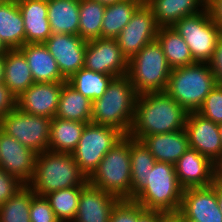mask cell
<instances>
[{
  "label": "cell",
  "instance_id": "6da1fadb",
  "mask_svg": "<svg viewBox=\"0 0 222 222\" xmlns=\"http://www.w3.org/2000/svg\"><path fill=\"white\" fill-rule=\"evenodd\" d=\"M187 115L165 91L143 93L137 97L128 136L141 141L145 136L185 129Z\"/></svg>",
  "mask_w": 222,
  "mask_h": 222
},
{
  "label": "cell",
  "instance_id": "7a4b0ae2",
  "mask_svg": "<svg viewBox=\"0 0 222 222\" xmlns=\"http://www.w3.org/2000/svg\"><path fill=\"white\" fill-rule=\"evenodd\" d=\"M137 97L127 74L114 77L105 93L93 101L91 123L112 126L128 135Z\"/></svg>",
  "mask_w": 222,
  "mask_h": 222
},
{
  "label": "cell",
  "instance_id": "3957f363",
  "mask_svg": "<svg viewBox=\"0 0 222 222\" xmlns=\"http://www.w3.org/2000/svg\"><path fill=\"white\" fill-rule=\"evenodd\" d=\"M88 178L79 169L71 153L43 151L36 155L35 173L28 185L36 195L82 186Z\"/></svg>",
  "mask_w": 222,
  "mask_h": 222
},
{
  "label": "cell",
  "instance_id": "277c9868",
  "mask_svg": "<svg viewBox=\"0 0 222 222\" xmlns=\"http://www.w3.org/2000/svg\"><path fill=\"white\" fill-rule=\"evenodd\" d=\"M216 85L208 63L195 62L171 69L165 92L187 112H197Z\"/></svg>",
  "mask_w": 222,
  "mask_h": 222
},
{
  "label": "cell",
  "instance_id": "5b68a950",
  "mask_svg": "<svg viewBox=\"0 0 222 222\" xmlns=\"http://www.w3.org/2000/svg\"><path fill=\"white\" fill-rule=\"evenodd\" d=\"M130 137L125 135L104 156L88 182L120 200H132Z\"/></svg>",
  "mask_w": 222,
  "mask_h": 222
},
{
  "label": "cell",
  "instance_id": "8992f818",
  "mask_svg": "<svg viewBox=\"0 0 222 222\" xmlns=\"http://www.w3.org/2000/svg\"><path fill=\"white\" fill-rule=\"evenodd\" d=\"M183 191L176 177L175 165L156 161L147 176L146 185L132 200L146 210L177 212Z\"/></svg>",
  "mask_w": 222,
  "mask_h": 222
},
{
  "label": "cell",
  "instance_id": "52a82bcc",
  "mask_svg": "<svg viewBox=\"0 0 222 222\" xmlns=\"http://www.w3.org/2000/svg\"><path fill=\"white\" fill-rule=\"evenodd\" d=\"M170 73L171 68L157 39L128 61L127 75L138 95L166 91Z\"/></svg>",
  "mask_w": 222,
  "mask_h": 222
},
{
  "label": "cell",
  "instance_id": "ba28073f",
  "mask_svg": "<svg viewBox=\"0 0 222 222\" xmlns=\"http://www.w3.org/2000/svg\"><path fill=\"white\" fill-rule=\"evenodd\" d=\"M125 135L117 128L88 123L71 153L79 169L89 178L107 152Z\"/></svg>",
  "mask_w": 222,
  "mask_h": 222
},
{
  "label": "cell",
  "instance_id": "9c48e42d",
  "mask_svg": "<svg viewBox=\"0 0 222 222\" xmlns=\"http://www.w3.org/2000/svg\"><path fill=\"white\" fill-rule=\"evenodd\" d=\"M172 27L188 45L194 62H209L222 31L212 22L206 7L197 14L183 17Z\"/></svg>",
  "mask_w": 222,
  "mask_h": 222
},
{
  "label": "cell",
  "instance_id": "30bf717a",
  "mask_svg": "<svg viewBox=\"0 0 222 222\" xmlns=\"http://www.w3.org/2000/svg\"><path fill=\"white\" fill-rule=\"evenodd\" d=\"M51 118L24 113L17 107L0 121V129L35 153L48 151Z\"/></svg>",
  "mask_w": 222,
  "mask_h": 222
},
{
  "label": "cell",
  "instance_id": "8fae6325",
  "mask_svg": "<svg viewBox=\"0 0 222 222\" xmlns=\"http://www.w3.org/2000/svg\"><path fill=\"white\" fill-rule=\"evenodd\" d=\"M158 30L152 10L143 3L115 39L122 54L129 61L146 44L156 40Z\"/></svg>",
  "mask_w": 222,
  "mask_h": 222
},
{
  "label": "cell",
  "instance_id": "7c38bea8",
  "mask_svg": "<svg viewBox=\"0 0 222 222\" xmlns=\"http://www.w3.org/2000/svg\"><path fill=\"white\" fill-rule=\"evenodd\" d=\"M84 68L119 77L128 73V61L116 39L98 38L87 42Z\"/></svg>",
  "mask_w": 222,
  "mask_h": 222
},
{
  "label": "cell",
  "instance_id": "4fadbf2b",
  "mask_svg": "<svg viewBox=\"0 0 222 222\" xmlns=\"http://www.w3.org/2000/svg\"><path fill=\"white\" fill-rule=\"evenodd\" d=\"M185 131L188 135L189 148L195 149L216 165L222 160V142L218 124L197 112H188Z\"/></svg>",
  "mask_w": 222,
  "mask_h": 222
},
{
  "label": "cell",
  "instance_id": "5bb4252c",
  "mask_svg": "<svg viewBox=\"0 0 222 222\" xmlns=\"http://www.w3.org/2000/svg\"><path fill=\"white\" fill-rule=\"evenodd\" d=\"M36 155L32 149L0 129V168L24 185H29L33 179Z\"/></svg>",
  "mask_w": 222,
  "mask_h": 222
},
{
  "label": "cell",
  "instance_id": "9a60e30c",
  "mask_svg": "<svg viewBox=\"0 0 222 222\" xmlns=\"http://www.w3.org/2000/svg\"><path fill=\"white\" fill-rule=\"evenodd\" d=\"M44 44L66 80L84 68L87 42L79 35L52 33Z\"/></svg>",
  "mask_w": 222,
  "mask_h": 222
},
{
  "label": "cell",
  "instance_id": "2e32d148",
  "mask_svg": "<svg viewBox=\"0 0 222 222\" xmlns=\"http://www.w3.org/2000/svg\"><path fill=\"white\" fill-rule=\"evenodd\" d=\"M175 171L183 189L207 187L217 179L216 164L192 148L178 159Z\"/></svg>",
  "mask_w": 222,
  "mask_h": 222
},
{
  "label": "cell",
  "instance_id": "e0dca14e",
  "mask_svg": "<svg viewBox=\"0 0 222 222\" xmlns=\"http://www.w3.org/2000/svg\"><path fill=\"white\" fill-rule=\"evenodd\" d=\"M64 82H35L16 98V107L24 113L53 119Z\"/></svg>",
  "mask_w": 222,
  "mask_h": 222
},
{
  "label": "cell",
  "instance_id": "ac0fdd59",
  "mask_svg": "<svg viewBox=\"0 0 222 222\" xmlns=\"http://www.w3.org/2000/svg\"><path fill=\"white\" fill-rule=\"evenodd\" d=\"M179 211L194 222H222L216 198V180L207 187L184 189Z\"/></svg>",
  "mask_w": 222,
  "mask_h": 222
},
{
  "label": "cell",
  "instance_id": "d6986e66",
  "mask_svg": "<svg viewBox=\"0 0 222 222\" xmlns=\"http://www.w3.org/2000/svg\"><path fill=\"white\" fill-rule=\"evenodd\" d=\"M119 198L111 195L88 181L81 186L78 211L73 222H109Z\"/></svg>",
  "mask_w": 222,
  "mask_h": 222
},
{
  "label": "cell",
  "instance_id": "ffe728a7",
  "mask_svg": "<svg viewBox=\"0 0 222 222\" xmlns=\"http://www.w3.org/2000/svg\"><path fill=\"white\" fill-rule=\"evenodd\" d=\"M23 17L25 44L44 43L51 36L47 0H17Z\"/></svg>",
  "mask_w": 222,
  "mask_h": 222
},
{
  "label": "cell",
  "instance_id": "44dd1931",
  "mask_svg": "<svg viewBox=\"0 0 222 222\" xmlns=\"http://www.w3.org/2000/svg\"><path fill=\"white\" fill-rule=\"evenodd\" d=\"M157 162L175 165L189 148L185 129L176 132L145 136L142 140Z\"/></svg>",
  "mask_w": 222,
  "mask_h": 222
},
{
  "label": "cell",
  "instance_id": "7402d4cb",
  "mask_svg": "<svg viewBox=\"0 0 222 222\" xmlns=\"http://www.w3.org/2000/svg\"><path fill=\"white\" fill-rule=\"evenodd\" d=\"M19 50L27 60L34 82H67L44 43H27Z\"/></svg>",
  "mask_w": 222,
  "mask_h": 222
},
{
  "label": "cell",
  "instance_id": "603a6c76",
  "mask_svg": "<svg viewBox=\"0 0 222 222\" xmlns=\"http://www.w3.org/2000/svg\"><path fill=\"white\" fill-rule=\"evenodd\" d=\"M159 27H172L185 16L199 13L206 6V0H147Z\"/></svg>",
  "mask_w": 222,
  "mask_h": 222
},
{
  "label": "cell",
  "instance_id": "cb8c5ba5",
  "mask_svg": "<svg viewBox=\"0 0 222 222\" xmlns=\"http://www.w3.org/2000/svg\"><path fill=\"white\" fill-rule=\"evenodd\" d=\"M3 83L16 98L35 83L27 60L19 49H10L4 55Z\"/></svg>",
  "mask_w": 222,
  "mask_h": 222
},
{
  "label": "cell",
  "instance_id": "d4e9b609",
  "mask_svg": "<svg viewBox=\"0 0 222 222\" xmlns=\"http://www.w3.org/2000/svg\"><path fill=\"white\" fill-rule=\"evenodd\" d=\"M0 39L9 49H19L25 44L23 17L17 0L0 3Z\"/></svg>",
  "mask_w": 222,
  "mask_h": 222
},
{
  "label": "cell",
  "instance_id": "484cf974",
  "mask_svg": "<svg viewBox=\"0 0 222 222\" xmlns=\"http://www.w3.org/2000/svg\"><path fill=\"white\" fill-rule=\"evenodd\" d=\"M51 33L78 35L79 0H47Z\"/></svg>",
  "mask_w": 222,
  "mask_h": 222
},
{
  "label": "cell",
  "instance_id": "4316f807",
  "mask_svg": "<svg viewBox=\"0 0 222 222\" xmlns=\"http://www.w3.org/2000/svg\"><path fill=\"white\" fill-rule=\"evenodd\" d=\"M93 102L76 91L67 82L62 84L58 109L55 117L91 123Z\"/></svg>",
  "mask_w": 222,
  "mask_h": 222
},
{
  "label": "cell",
  "instance_id": "83f0119b",
  "mask_svg": "<svg viewBox=\"0 0 222 222\" xmlns=\"http://www.w3.org/2000/svg\"><path fill=\"white\" fill-rule=\"evenodd\" d=\"M87 123L66 120L58 117L51 119L48 151L55 153H72L79 142Z\"/></svg>",
  "mask_w": 222,
  "mask_h": 222
},
{
  "label": "cell",
  "instance_id": "f1b7e54d",
  "mask_svg": "<svg viewBox=\"0 0 222 222\" xmlns=\"http://www.w3.org/2000/svg\"><path fill=\"white\" fill-rule=\"evenodd\" d=\"M156 39L171 69L195 63L188 45L173 27H159Z\"/></svg>",
  "mask_w": 222,
  "mask_h": 222
},
{
  "label": "cell",
  "instance_id": "f546056e",
  "mask_svg": "<svg viewBox=\"0 0 222 222\" xmlns=\"http://www.w3.org/2000/svg\"><path fill=\"white\" fill-rule=\"evenodd\" d=\"M142 4L141 0H123L106 6L102 21L101 38L115 39Z\"/></svg>",
  "mask_w": 222,
  "mask_h": 222
},
{
  "label": "cell",
  "instance_id": "4dcf8cb0",
  "mask_svg": "<svg viewBox=\"0 0 222 222\" xmlns=\"http://www.w3.org/2000/svg\"><path fill=\"white\" fill-rule=\"evenodd\" d=\"M132 198L146 185L156 160L142 141L130 138Z\"/></svg>",
  "mask_w": 222,
  "mask_h": 222
},
{
  "label": "cell",
  "instance_id": "1f68e13d",
  "mask_svg": "<svg viewBox=\"0 0 222 222\" xmlns=\"http://www.w3.org/2000/svg\"><path fill=\"white\" fill-rule=\"evenodd\" d=\"M114 76L81 68L72 75L67 83L92 102L101 97Z\"/></svg>",
  "mask_w": 222,
  "mask_h": 222
},
{
  "label": "cell",
  "instance_id": "d6a6232c",
  "mask_svg": "<svg viewBox=\"0 0 222 222\" xmlns=\"http://www.w3.org/2000/svg\"><path fill=\"white\" fill-rule=\"evenodd\" d=\"M106 6L93 0H79V33L86 42L101 38Z\"/></svg>",
  "mask_w": 222,
  "mask_h": 222
},
{
  "label": "cell",
  "instance_id": "836d02e7",
  "mask_svg": "<svg viewBox=\"0 0 222 222\" xmlns=\"http://www.w3.org/2000/svg\"><path fill=\"white\" fill-rule=\"evenodd\" d=\"M81 186H75L45 195L56 218L60 222H73L78 211Z\"/></svg>",
  "mask_w": 222,
  "mask_h": 222
},
{
  "label": "cell",
  "instance_id": "e575fe53",
  "mask_svg": "<svg viewBox=\"0 0 222 222\" xmlns=\"http://www.w3.org/2000/svg\"><path fill=\"white\" fill-rule=\"evenodd\" d=\"M33 190L25 185L14 196L0 205V222H30Z\"/></svg>",
  "mask_w": 222,
  "mask_h": 222
},
{
  "label": "cell",
  "instance_id": "d590c367",
  "mask_svg": "<svg viewBox=\"0 0 222 222\" xmlns=\"http://www.w3.org/2000/svg\"><path fill=\"white\" fill-rule=\"evenodd\" d=\"M197 113L216 124L222 123V85H216L211 90Z\"/></svg>",
  "mask_w": 222,
  "mask_h": 222
},
{
  "label": "cell",
  "instance_id": "8d00e7d4",
  "mask_svg": "<svg viewBox=\"0 0 222 222\" xmlns=\"http://www.w3.org/2000/svg\"><path fill=\"white\" fill-rule=\"evenodd\" d=\"M144 210L133 200H120L113 208L109 222H136Z\"/></svg>",
  "mask_w": 222,
  "mask_h": 222
},
{
  "label": "cell",
  "instance_id": "74e56055",
  "mask_svg": "<svg viewBox=\"0 0 222 222\" xmlns=\"http://www.w3.org/2000/svg\"><path fill=\"white\" fill-rule=\"evenodd\" d=\"M30 222H60L45 196L34 195L30 206Z\"/></svg>",
  "mask_w": 222,
  "mask_h": 222
},
{
  "label": "cell",
  "instance_id": "f35d334b",
  "mask_svg": "<svg viewBox=\"0 0 222 222\" xmlns=\"http://www.w3.org/2000/svg\"><path fill=\"white\" fill-rule=\"evenodd\" d=\"M25 185L0 168V205L14 196Z\"/></svg>",
  "mask_w": 222,
  "mask_h": 222
},
{
  "label": "cell",
  "instance_id": "ab89813d",
  "mask_svg": "<svg viewBox=\"0 0 222 222\" xmlns=\"http://www.w3.org/2000/svg\"><path fill=\"white\" fill-rule=\"evenodd\" d=\"M208 65L215 77L217 85H222V34L219 37Z\"/></svg>",
  "mask_w": 222,
  "mask_h": 222
},
{
  "label": "cell",
  "instance_id": "60d3db41",
  "mask_svg": "<svg viewBox=\"0 0 222 222\" xmlns=\"http://www.w3.org/2000/svg\"><path fill=\"white\" fill-rule=\"evenodd\" d=\"M15 108L16 97L4 83H0V121L7 113Z\"/></svg>",
  "mask_w": 222,
  "mask_h": 222
},
{
  "label": "cell",
  "instance_id": "b9f144b4",
  "mask_svg": "<svg viewBox=\"0 0 222 222\" xmlns=\"http://www.w3.org/2000/svg\"><path fill=\"white\" fill-rule=\"evenodd\" d=\"M212 22L222 31V0H206L205 6Z\"/></svg>",
  "mask_w": 222,
  "mask_h": 222
},
{
  "label": "cell",
  "instance_id": "7bdbcfd3",
  "mask_svg": "<svg viewBox=\"0 0 222 222\" xmlns=\"http://www.w3.org/2000/svg\"><path fill=\"white\" fill-rule=\"evenodd\" d=\"M157 222H183V214L177 212L157 211Z\"/></svg>",
  "mask_w": 222,
  "mask_h": 222
},
{
  "label": "cell",
  "instance_id": "ee69618b",
  "mask_svg": "<svg viewBox=\"0 0 222 222\" xmlns=\"http://www.w3.org/2000/svg\"><path fill=\"white\" fill-rule=\"evenodd\" d=\"M136 222H157L156 210H144L138 217Z\"/></svg>",
  "mask_w": 222,
  "mask_h": 222
},
{
  "label": "cell",
  "instance_id": "f6af8a7d",
  "mask_svg": "<svg viewBox=\"0 0 222 222\" xmlns=\"http://www.w3.org/2000/svg\"><path fill=\"white\" fill-rule=\"evenodd\" d=\"M216 198L218 206L222 212V182L216 179Z\"/></svg>",
  "mask_w": 222,
  "mask_h": 222
},
{
  "label": "cell",
  "instance_id": "bcb514c9",
  "mask_svg": "<svg viewBox=\"0 0 222 222\" xmlns=\"http://www.w3.org/2000/svg\"><path fill=\"white\" fill-rule=\"evenodd\" d=\"M4 81V55L0 56V83Z\"/></svg>",
  "mask_w": 222,
  "mask_h": 222
},
{
  "label": "cell",
  "instance_id": "7dc6e473",
  "mask_svg": "<svg viewBox=\"0 0 222 222\" xmlns=\"http://www.w3.org/2000/svg\"><path fill=\"white\" fill-rule=\"evenodd\" d=\"M93 1H96L98 3H100L101 5H104V6H110L114 3H117V2H120V1H123V0H93Z\"/></svg>",
  "mask_w": 222,
  "mask_h": 222
},
{
  "label": "cell",
  "instance_id": "c3c4849f",
  "mask_svg": "<svg viewBox=\"0 0 222 222\" xmlns=\"http://www.w3.org/2000/svg\"><path fill=\"white\" fill-rule=\"evenodd\" d=\"M10 49L4 44V42L0 39V56L5 55Z\"/></svg>",
  "mask_w": 222,
  "mask_h": 222
},
{
  "label": "cell",
  "instance_id": "681fc988",
  "mask_svg": "<svg viewBox=\"0 0 222 222\" xmlns=\"http://www.w3.org/2000/svg\"><path fill=\"white\" fill-rule=\"evenodd\" d=\"M216 166H217V179L222 182V160Z\"/></svg>",
  "mask_w": 222,
  "mask_h": 222
},
{
  "label": "cell",
  "instance_id": "f907efd6",
  "mask_svg": "<svg viewBox=\"0 0 222 222\" xmlns=\"http://www.w3.org/2000/svg\"><path fill=\"white\" fill-rule=\"evenodd\" d=\"M218 127H219V131H220L221 142H222V123L218 124Z\"/></svg>",
  "mask_w": 222,
  "mask_h": 222
},
{
  "label": "cell",
  "instance_id": "816d5d0a",
  "mask_svg": "<svg viewBox=\"0 0 222 222\" xmlns=\"http://www.w3.org/2000/svg\"><path fill=\"white\" fill-rule=\"evenodd\" d=\"M183 222H194V221L187 219V218L183 215Z\"/></svg>",
  "mask_w": 222,
  "mask_h": 222
}]
</instances>
